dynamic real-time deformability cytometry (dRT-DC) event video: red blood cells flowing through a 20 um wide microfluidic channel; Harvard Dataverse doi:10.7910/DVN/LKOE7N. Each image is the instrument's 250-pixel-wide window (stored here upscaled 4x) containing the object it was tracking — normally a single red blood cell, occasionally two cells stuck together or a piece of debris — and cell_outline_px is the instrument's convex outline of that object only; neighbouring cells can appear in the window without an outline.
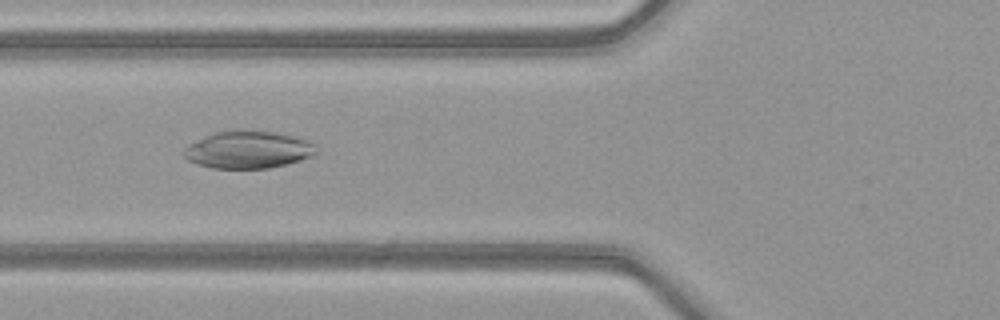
{"species": "common noctule bat (a hibernating species)", "species_latin": "Nyctalus noctula", "temperature_condition": "warm", "stored_images_in_passage": 41, "camera_frame_rate_fps": 3000, "um_per_image_px": 0.085, "animal": {"sex": "female", "body_mass_g": 21.9}, "frame": {"image": 1, "passage_image": 10, "time_ms": 3.0, "image_size_px": [1000, 320], "cell_outline_px": [[320, 152], [316, 156], [288, 164], [268, 168], [212, 168], [196, 164], [188, 160], [184, 156], [184, 148], [188, 144], [216, 132], [276, 132], [308, 140], [316, 144]], "centroid_in_image_um": [21.18, 12.76], "position_along_channel_um": 104.6, "area_um2": 28.61}}
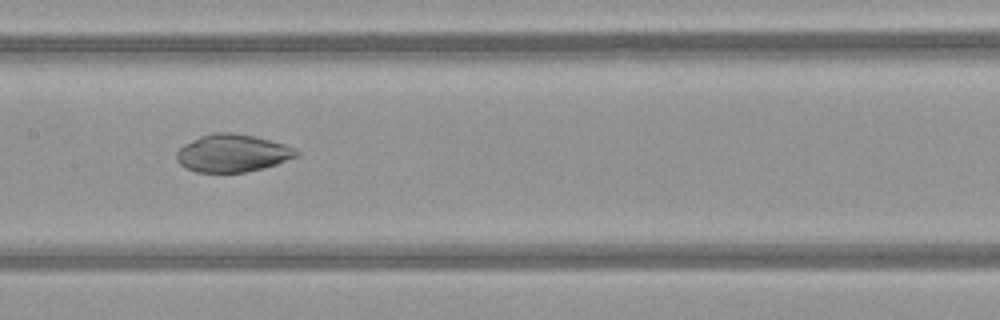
{"frame": {"image": 2, "passage_image": 16, "time_ms": 5.0, "image_size_px": [1000, 320], "cell_outline_px": [[300, 156], [264, 168], [244, 172], [196, 172], [184, 168], [176, 160], [176, 152], [184, 144], [200, 136], [212, 132], [232, 132], [256, 136], [284, 144], [300, 152]], "centroid_in_image_um": [19.75, 13.01], "position_along_channel_um": 187.7, "area_um2": 26.47}}
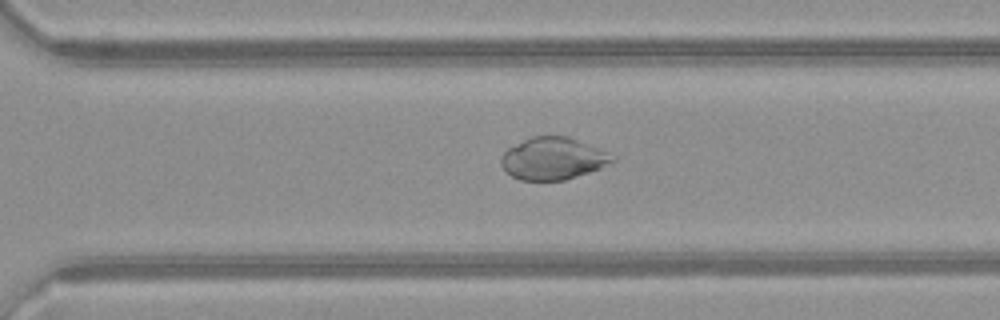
{"frame": {"image": 3, "passage_image": 26, "time_ms": 8.333, "image_size_px": [1000, 320], "cell_outline_px": [[616, 160], [600, 168], [564, 180], [520, 180], [512, 176], [500, 164], [500, 156], [508, 148], [532, 136], [568, 136], [608, 152], [616, 156]], "centroid_in_image_um": [47.0, 13.47], "position_along_channel_um": 323.6, "area_um2": 27.17}}